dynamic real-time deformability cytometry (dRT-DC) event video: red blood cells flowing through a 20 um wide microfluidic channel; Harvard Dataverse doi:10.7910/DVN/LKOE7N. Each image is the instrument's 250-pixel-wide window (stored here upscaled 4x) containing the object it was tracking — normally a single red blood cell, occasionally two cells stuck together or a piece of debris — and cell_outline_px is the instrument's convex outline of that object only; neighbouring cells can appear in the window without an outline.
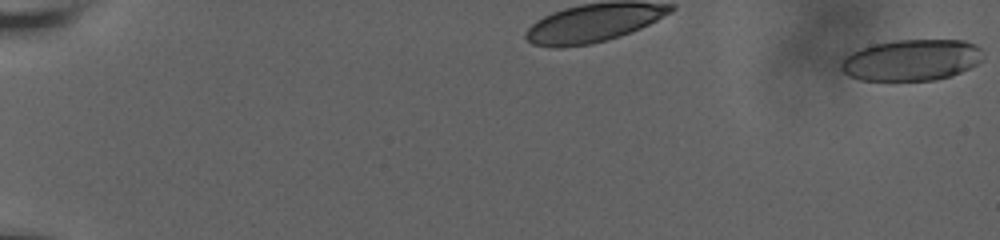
{"species": "human", "species_latin": "Homo sapiens", "temperature_condition": "room temperature", "stored_images_in_passage": 12, "camera_frame_rate_fps": 3000, "um_per_image_px": 0.085, "donor": {"sex": "male"}, "frame": {"image": 1, "passage_image": 1, "time_ms": 0.0, "image_size_px": [1000, 240], "cell_outline_px": [[980, 60], [976, 64], [952, 76], [936, 80], [860, 80], [848, 76], [840, 68], [840, 64], [844, 56], [860, 48], [872, 44], [896, 40], [964, 40], [980, 48]], "centroid_in_image_um": [77.41, 5.11], "position_along_channel_um": 7.6, "area_um2": 34.04}}
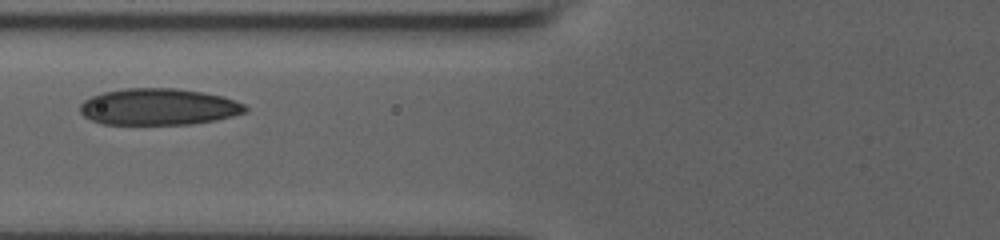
{"frame": {"image": 2, "passage_image": 9, "time_ms": 4.333, "image_size_px": [1000, 240], "cell_outline_px": [[248, 112], [216, 120], [192, 124], [104, 124], [92, 120], [84, 116], [80, 112], [80, 104], [84, 100], [92, 96], [104, 92], [124, 88], [176, 88], [200, 92], [220, 96], [236, 100], [244, 104], [248, 108]], "centroid_in_image_um": [13.49, 9.08], "position_along_channel_um": 112.3, "area_um2": 35.2}}
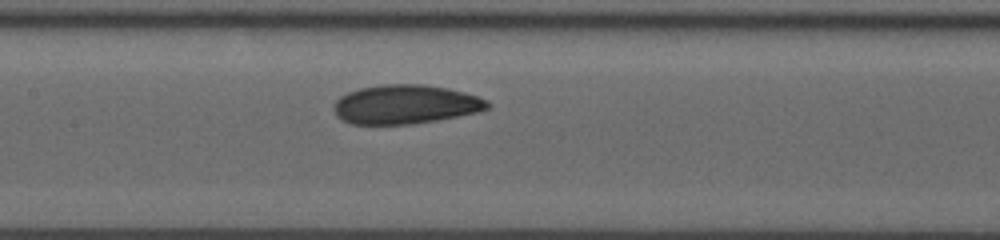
{"frame": {"image": 3, "passage_image": 12, "time_ms": 6.0, "image_size_px": [1000, 240], "cell_outline_px": [[492, 104], [488, 108], [476, 112], [436, 120], [412, 124], [352, 124], [336, 116], [336, 100], [340, 96], [348, 92], [360, 88], [384, 84], [424, 84], [448, 88], [464, 92], [488, 100]], "centroid_in_image_um": [34.48, 8.86], "position_along_channel_um": 172.9, "area_um2": 34.74}}